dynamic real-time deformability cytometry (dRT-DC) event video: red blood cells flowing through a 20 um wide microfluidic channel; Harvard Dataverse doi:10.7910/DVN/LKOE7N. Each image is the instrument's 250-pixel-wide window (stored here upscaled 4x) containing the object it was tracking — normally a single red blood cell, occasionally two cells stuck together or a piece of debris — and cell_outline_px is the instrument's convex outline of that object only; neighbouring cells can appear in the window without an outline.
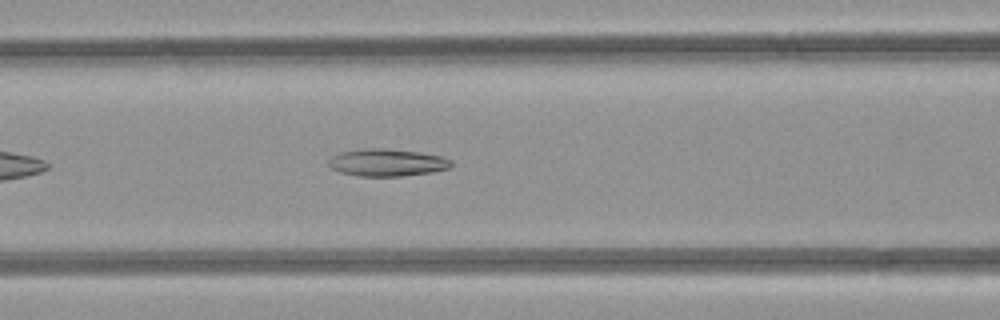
{"species": "common noctule bat (a hibernating species)", "species_latin": "Nyctalus noctula", "temperature_condition": "room temperature", "stored_images_in_passage": 38, "camera_frame_rate_fps": 3000, "um_per_image_px": 0.085, "animal": {"sex": "female", "body_mass_g": 21.9}, "frame": {"image": 1, "passage_image": 9, "time_ms": 2.667, "image_size_px": [1000, 320], "cell_outline_px": [[452, 164], [448, 168], [432, 172], [404, 176], [356, 176], [340, 172], [332, 168], [328, 164], [328, 160], [332, 156], [340, 152], [368, 148], [380, 148], [420, 152], [440, 156], [452, 160]], "centroid_in_image_um": [32.88, 13.82], "position_along_channel_um": 133.7, "area_um2": 19.48}}
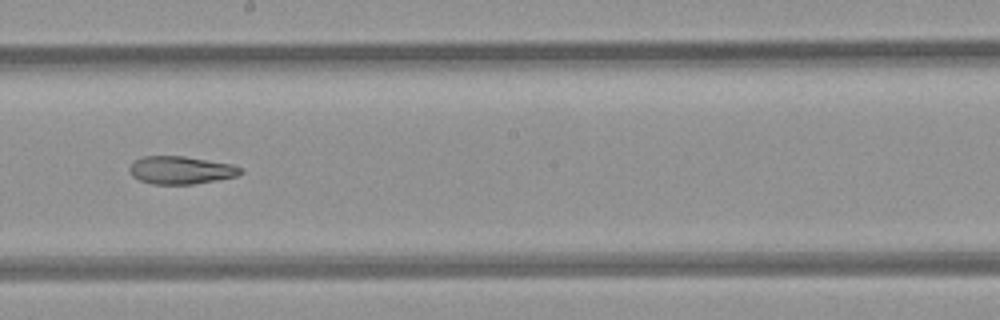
{"frame": {"image": 2, "passage_image": 16, "time_ms": 5.0, "image_size_px": [1000, 320], "cell_outline_px": [[244, 172], [236, 176], [192, 184], [152, 184], [140, 180], [132, 176], [128, 172], [128, 168], [132, 160], [144, 156], [184, 156], [232, 164], [244, 168]], "centroid_in_image_um": [15.34, 14.45], "position_along_channel_um": 232.9, "area_um2": 18.15}}
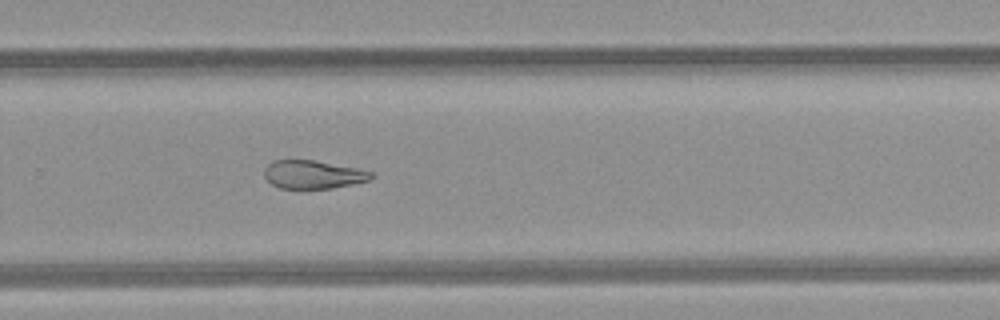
{"frame": {"image": 3, "passage_image": 21, "time_ms": 6.667, "image_size_px": [1000, 320], "cell_outline_px": [[372, 180], [332, 188], [280, 188], [272, 184], [264, 176], [264, 168], [272, 160], [312, 160], [356, 168], [372, 172]], "centroid_in_image_um": [26.59, 14.83], "position_along_channel_um": 303.2, "area_um2": 17.46}, "authors_computed_cell_mechanics": {"area_um2": 20.1144, "velocity_mm_per_s": 4.2535, "shape_relaxation_time_tau1_ms": null, "shape_relaxation_time_tau2_ms": 4.5548, "deformation_change_tau1": null, "deformation_change_tau2": 0.1361}}